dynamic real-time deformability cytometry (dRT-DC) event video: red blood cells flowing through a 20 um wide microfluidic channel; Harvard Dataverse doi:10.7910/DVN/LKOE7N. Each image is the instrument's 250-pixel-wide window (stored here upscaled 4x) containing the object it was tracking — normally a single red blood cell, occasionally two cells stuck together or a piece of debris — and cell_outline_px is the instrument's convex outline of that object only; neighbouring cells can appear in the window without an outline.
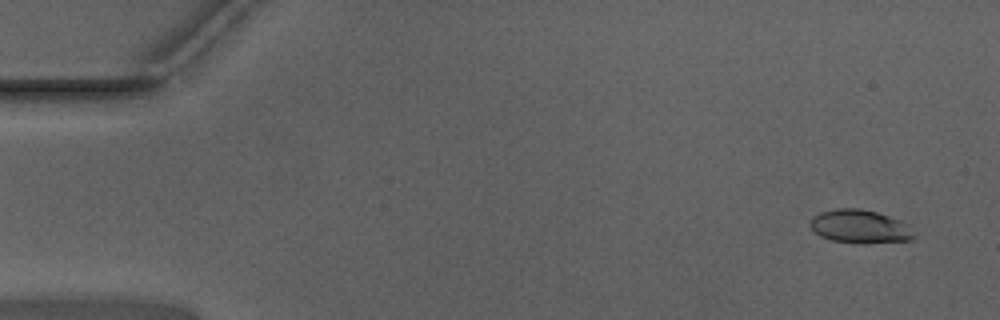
{"species": "Egyptian fruit bat (a non-hibernating species)", "species_latin": "Rousettus aegyptiacus", "temperature_condition": "warm", "stored_images_in_passage": 52, "camera_frame_rate_fps": 3000, "um_per_image_px": 0.085, "animal": {"sex": "male"}, "frame": {"image": 1, "passage_image": 3, "time_ms": 0.667, "image_size_px": [1000, 320], "cell_outline_px": [[916, 236], [912, 240], [864, 244], [860, 244], [832, 240], [820, 236], [808, 224], [812, 216], [820, 212], [836, 208], [860, 208], [876, 212], [900, 220], [908, 224]], "centroid_in_image_um": [73.09, 19.26], "position_along_channel_um": 11.9, "area_um2": 20.46}}
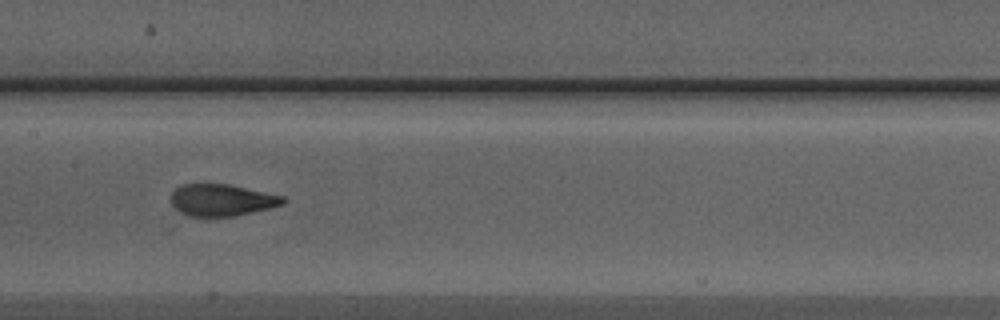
{"frame": {"image": 2, "passage_image": 26, "time_ms": 8.333, "image_size_px": [1000, 320], "cell_outline_px": [[288, 200], [284, 204], [272, 208], [232, 216], [188, 216], [180, 212], [172, 204], [172, 192], [180, 184], [228, 184], [284, 196]], "centroid_in_image_um": [18.88, 17.0], "position_along_channel_um": 188.5, "area_um2": 20.75}}
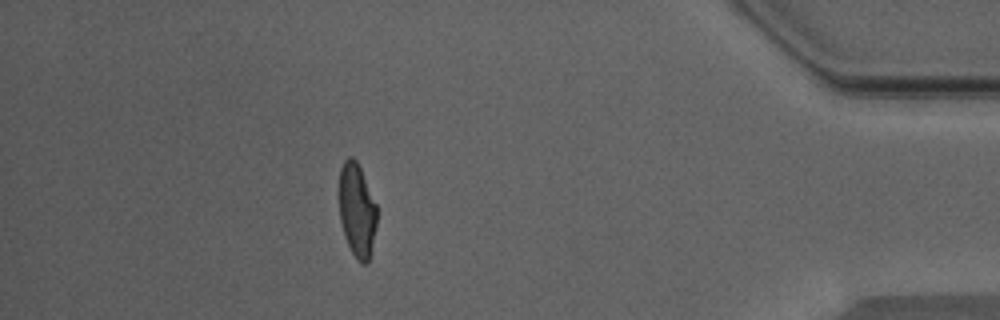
{"frame": {"image": 3, "passage_image": 46, "time_ms": 15.0, "image_size_px": [1000, 320], "cell_outline_px": [[376, 224], [368, 264], [360, 264], [356, 260], [344, 236], [340, 220], [336, 196], [340, 168], [344, 160], [348, 156], [352, 156], [356, 160], [360, 168], [376, 204]], "centroid_in_image_um": [30.28, 17.84], "position_along_channel_um": 404.9, "area_um2": 21.15}, "authors_computed_cell_mechanics": {"area_um2": 21.0103, "velocity_mm_per_s": 3.9764, "shape_relaxation_time_tau1_ms": 5.2922, "shape_relaxation_time_tau2_ms": 0.8994, "deformation_change_tau1": 0.2035, "deformation_change_tau2": 0.077}}